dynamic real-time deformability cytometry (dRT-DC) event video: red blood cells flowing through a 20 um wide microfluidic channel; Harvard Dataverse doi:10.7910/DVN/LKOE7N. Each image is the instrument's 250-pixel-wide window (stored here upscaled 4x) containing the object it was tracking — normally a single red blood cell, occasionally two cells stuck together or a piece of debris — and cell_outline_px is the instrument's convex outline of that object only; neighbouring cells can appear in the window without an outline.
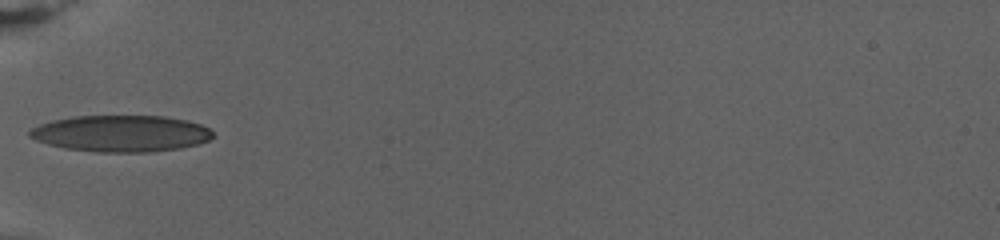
{"species": "human", "species_latin": "Homo sapiens", "temperature_condition": "warm", "stored_images_in_passage": 49, "camera_frame_rate_fps": 3000, "um_per_image_px": 0.085, "donor": {"sex": "female"}, "frame": {"image": 1, "passage_image": 1, "time_ms": 0.0, "image_size_px": [1000, 240], "cell_outline_px": [[212, 136], [208, 140], [196, 144], [180, 148], [152, 152], [100, 152], [64, 148], [48, 144], [36, 140], [28, 136], [28, 132], [32, 128], [40, 124], [52, 120], [72, 116], [164, 116], [188, 120], [200, 124], [208, 128], [212, 132]], "centroid_in_image_um": [10.26, 11.34], "position_along_channel_um": 74.7, "area_um2": 38.96}}
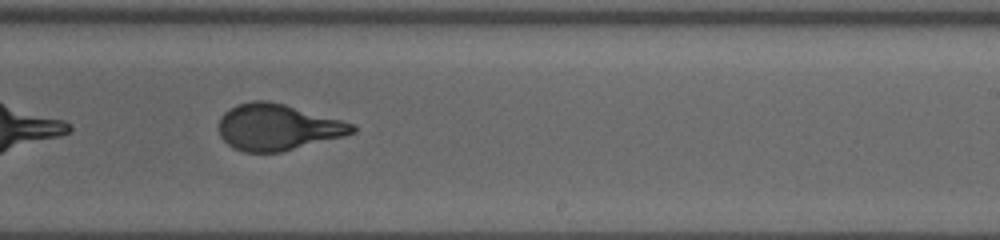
{"frame": {"image": 2, "passage_image": 22, "time_ms": 7.0, "image_size_px": [1000, 240], "cell_outline_px": [[356, 132], [344, 136], [280, 152], [244, 152], [232, 148], [220, 136], [220, 116], [228, 108], [236, 104], [252, 100], [268, 100], [284, 104], [340, 120], [352, 124], [356, 128]], "centroid_in_image_um": [23.55, 10.8], "position_along_channel_um": 265.5, "area_um2": 35.78}}
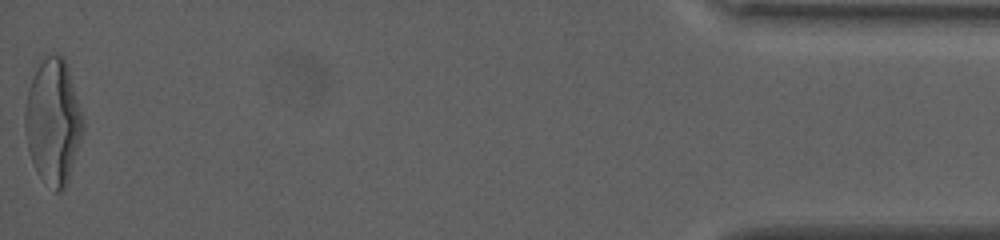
{"frame": {"image": 3, "passage_image": 49, "time_ms": 16.0, "image_size_px": [1000, 240], "cell_outline_px": [[80, 140], [68, 180], [64, 188], [60, 192], [56, 192], [36, 172], [28, 148], [24, 128], [24, 112], [28, 92], [32, 80], [40, 64], [48, 56], [64, 56], [68, 68], [80, 112]], "centroid_in_image_um": [4.47, 10.38], "position_along_channel_um": 430.7, "area_um2": 40.63}, "authors_computed_cell_mechanics": {"area_um2": 36.414, "velocity_mm_per_s": 2.7389, "shape_relaxation_time_tau1_ms": 8.1301, "shape_relaxation_time_tau2_ms": null, "deformation_change_tau1": 0.2716, "deformation_change_tau2": null}}